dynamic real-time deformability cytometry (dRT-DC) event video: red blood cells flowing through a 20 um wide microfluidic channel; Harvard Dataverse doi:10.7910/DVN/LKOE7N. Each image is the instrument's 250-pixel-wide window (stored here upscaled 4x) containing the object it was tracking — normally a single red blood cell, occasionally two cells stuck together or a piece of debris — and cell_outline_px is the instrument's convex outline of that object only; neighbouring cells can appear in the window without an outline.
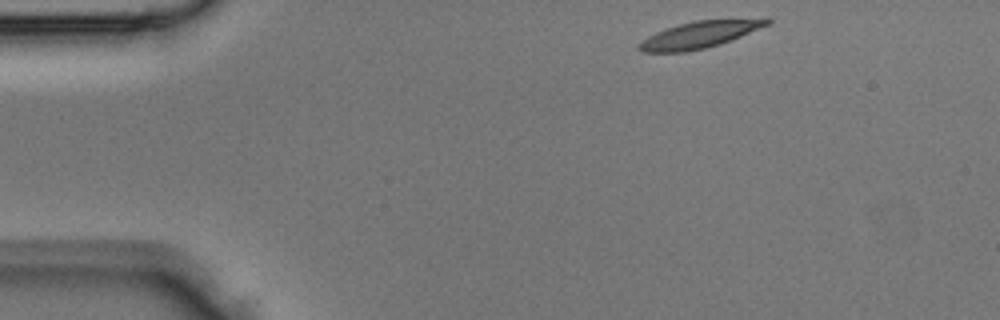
{"species": "Egyptian fruit bat (a non-hibernating species)", "species_latin": "Rousettus aegyptiacus", "temperature_condition": "room temperature", "stored_images_in_passage": 38, "camera_frame_rate_fps": 3000, "um_per_image_px": 0.085, "animal": {"sex": "male"}, "frame": {"image": 1, "passage_image": 1, "time_ms": 0.0, "image_size_px": [1000, 320], "cell_outline_px": [[772, 24], [720, 44], [704, 48], [684, 52], [644, 52], [640, 48], [640, 44], [648, 36], [656, 32], [680, 24], [696, 20], [768, 16], [772, 20]], "centroid_in_image_um": [59.66, 2.89], "position_along_channel_um": 25.3, "area_um2": 20.23}}
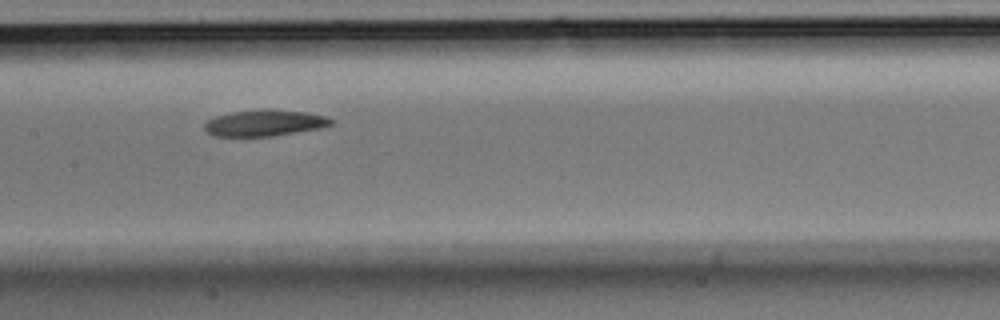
{"frame": {"image": 2, "passage_image": 16, "time_ms": 5.0, "image_size_px": [1000, 320], "cell_outline_px": [[332, 124], [320, 128], [272, 136], [216, 136], [208, 132], [204, 128], [204, 124], [208, 120], [216, 116], [232, 112], [256, 108], [264, 108], [304, 112], [324, 116], [332, 120]], "centroid_in_image_um": [22.46, 10.44], "position_along_channel_um": 184.9, "area_um2": 19.31}}
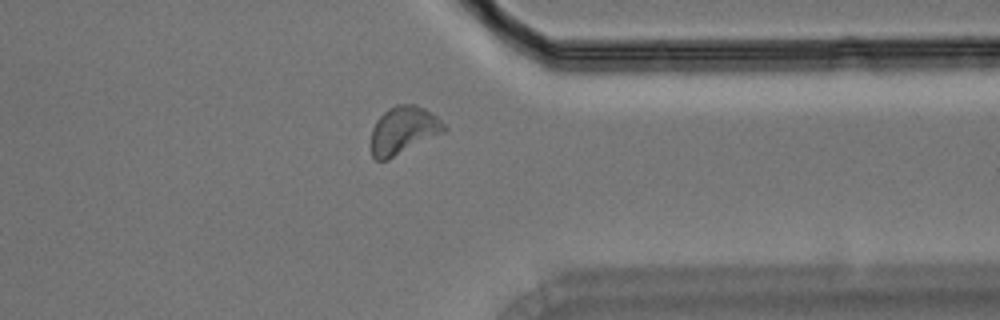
{"frame": {"image": 3, "passage_image": 29, "time_ms": 9.333, "image_size_px": [1000, 320], "cell_outline_px": [[448, 128], [444, 132], [388, 160], [376, 160], [372, 156], [372, 128], [376, 120], [388, 108], [396, 104], [416, 104], [424, 108], [436, 116]], "centroid_in_image_um": [34.29, 11.06], "position_along_channel_um": 377.1, "area_um2": 20.23}}